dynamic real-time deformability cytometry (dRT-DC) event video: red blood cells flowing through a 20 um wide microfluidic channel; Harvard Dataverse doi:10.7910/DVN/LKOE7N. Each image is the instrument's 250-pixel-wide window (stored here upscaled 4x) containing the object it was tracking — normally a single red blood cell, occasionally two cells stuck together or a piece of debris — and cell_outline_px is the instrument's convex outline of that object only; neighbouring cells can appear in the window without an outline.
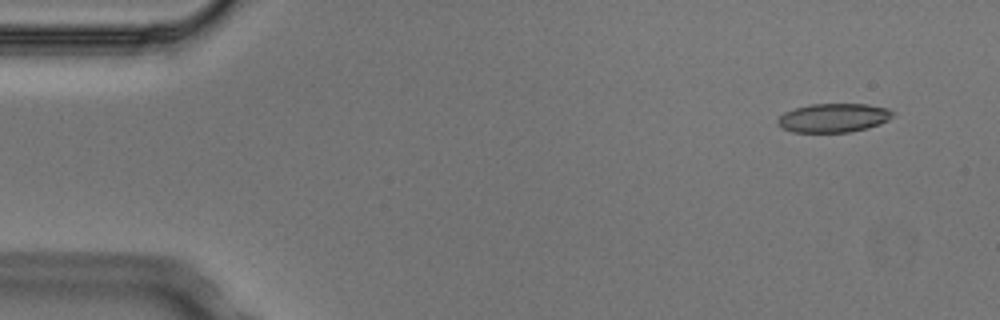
{"species": "Egyptian fruit bat (a non-hibernating species)", "species_latin": "Rousettus aegyptiacus", "temperature_condition": "cold", "stored_images_in_passage": 4, "camera_frame_rate_fps": 3000, "um_per_image_px": 0.085, "animal": {"sex": "male"}, "frame": {"image": 1, "passage_image": 1, "time_ms": 0.0, "image_size_px": [1000, 320], "cell_outline_px": [[896, 112], [888, 120], [880, 124], [868, 128], [848, 132], [792, 132], [780, 128], [776, 124], [776, 120], [784, 112], [796, 108], [812, 104], [868, 104], [888, 108]], "centroid_in_image_um": [70.84, 10.02], "position_along_channel_um": 14.2, "area_um2": 19.54}}
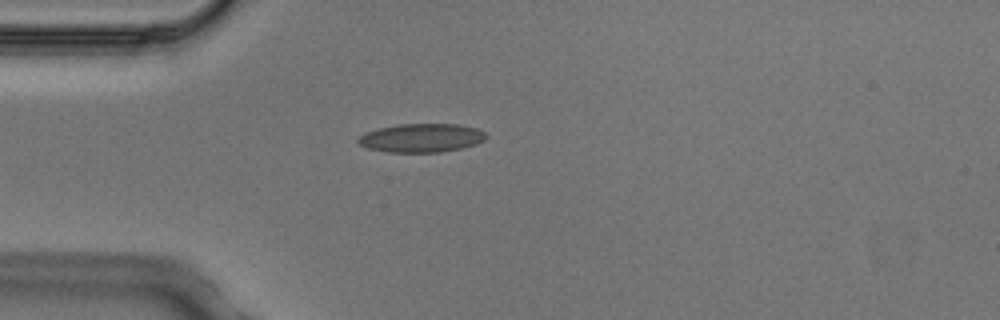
{"frame": {"image": 2, "passage_image": 3, "time_ms": 0.667, "image_size_px": [1000, 320], "cell_outline_px": [[488, 136], [484, 140], [476, 144], [460, 148], [440, 152], [388, 152], [368, 148], [360, 144], [356, 140], [364, 132], [380, 128], [400, 124], [456, 124], [476, 128], [484, 132]], "centroid_in_image_um": [35.82, 11.72], "position_along_channel_um": 49.2, "area_um2": 21.21}}